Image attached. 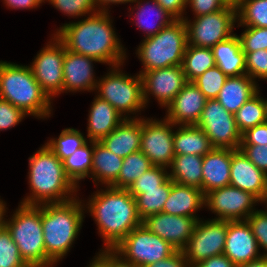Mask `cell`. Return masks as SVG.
<instances>
[{
    "mask_svg": "<svg viewBox=\"0 0 267 267\" xmlns=\"http://www.w3.org/2000/svg\"><path fill=\"white\" fill-rule=\"evenodd\" d=\"M84 18L62 24L53 34L69 51L95 58L110 67L123 65L126 49L113 28L109 12L98 11Z\"/></svg>",
    "mask_w": 267,
    "mask_h": 267,
    "instance_id": "6da1fadb",
    "label": "cell"
},
{
    "mask_svg": "<svg viewBox=\"0 0 267 267\" xmlns=\"http://www.w3.org/2000/svg\"><path fill=\"white\" fill-rule=\"evenodd\" d=\"M93 194L84 203L85 212L88 210L95 220L104 242L103 249H114L131 230L142 224L135 198L128 189L111 186Z\"/></svg>",
    "mask_w": 267,
    "mask_h": 267,
    "instance_id": "7a4b0ae2",
    "label": "cell"
},
{
    "mask_svg": "<svg viewBox=\"0 0 267 267\" xmlns=\"http://www.w3.org/2000/svg\"><path fill=\"white\" fill-rule=\"evenodd\" d=\"M29 196L20 204L62 203L77 196L78 187L66 175L63 162L46 145L29 158Z\"/></svg>",
    "mask_w": 267,
    "mask_h": 267,
    "instance_id": "3957f363",
    "label": "cell"
},
{
    "mask_svg": "<svg viewBox=\"0 0 267 267\" xmlns=\"http://www.w3.org/2000/svg\"><path fill=\"white\" fill-rule=\"evenodd\" d=\"M83 201V202H82ZM84 200L41 204L46 267H54L70 252L84 222Z\"/></svg>",
    "mask_w": 267,
    "mask_h": 267,
    "instance_id": "277c9868",
    "label": "cell"
},
{
    "mask_svg": "<svg viewBox=\"0 0 267 267\" xmlns=\"http://www.w3.org/2000/svg\"><path fill=\"white\" fill-rule=\"evenodd\" d=\"M0 98L37 119L51 117V100L42 91L29 66L0 61Z\"/></svg>",
    "mask_w": 267,
    "mask_h": 267,
    "instance_id": "5b68a950",
    "label": "cell"
},
{
    "mask_svg": "<svg viewBox=\"0 0 267 267\" xmlns=\"http://www.w3.org/2000/svg\"><path fill=\"white\" fill-rule=\"evenodd\" d=\"M187 46V30L183 19H175L156 35L143 38L136 55L143 64L139 73L182 64Z\"/></svg>",
    "mask_w": 267,
    "mask_h": 267,
    "instance_id": "8992f818",
    "label": "cell"
},
{
    "mask_svg": "<svg viewBox=\"0 0 267 267\" xmlns=\"http://www.w3.org/2000/svg\"><path fill=\"white\" fill-rule=\"evenodd\" d=\"M6 227L29 267H46V251L41 223V205L19 204Z\"/></svg>",
    "mask_w": 267,
    "mask_h": 267,
    "instance_id": "52a82bcc",
    "label": "cell"
},
{
    "mask_svg": "<svg viewBox=\"0 0 267 267\" xmlns=\"http://www.w3.org/2000/svg\"><path fill=\"white\" fill-rule=\"evenodd\" d=\"M121 66L109 67V72L98 78L95 91L99 98L112 105L125 119H138V112L146 108L143 99L142 79L139 73L135 76L125 74ZM137 113V116H135ZM135 114V115H134ZM134 115V116H131Z\"/></svg>",
    "mask_w": 267,
    "mask_h": 267,
    "instance_id": "ba28073f",
    "label": "cell"
},
{
    "mask_svg": "<svg viewBox=\"0 0 267 267\" xmlns=\"http://www.w3.org/2000/svg\"><path fill=\"white\" fill-rule=\"evenodd\" d=\"M113 250L138 267H146L176 251L169 242L150 232L144 224L131 230Z\"/></svg>",
    "mask_w": 267,
    "mask_h": 267,
    "instance_id": "9c48e42d",
    "label": "cell"
},
{
    "mask_svg": "<svg viewBox=\"0 0 267 267\" xmlns=\"http://www.w3.org/2000/svg\"><path fill=\"white\" fill-rule=\"evenodd\" d=\"M193 18V21L188 20L186 16L183 18L189 45L212 48L235 34L233 33L237 23L235 6L229 5L217 12Z\"/></svg>",
    "mask_w": 267,
    "mask_h": 267,
    "instance_id": "30bf717a",
    "label": "cell"
},
{
    "mask_svg": "<svg viewBox=\"0 0 267 267\" xmlns=\"http://www.w3.org/2000/svg\"><path fill=\"white\" fill-rule=\"evenodd\" d=\"M66 47L54 34L29 65L42 91L52 101L63 93V63Z\"/></svg>",
    "mask_w": 267,
    "mask_h": 267,
    "instance_id": "8fae6325",
    "label": "cell"
},
{
    "mask_svg": "<svg viewBox=\"0 0 267 267\" xmlns=\"http://www.w3.org/2000/svg\"><path fill=\"white\" fill-rule=\"evenodd\" d=\"M196 126L204 131L214 148L239 149L242 133L238 130L235 116L216 99H207Z\"/></svg>",
    "mask_w": 267,
    "mask_h": 267,
    "instance_id": "7c38bea8",
    "label": "cell"
},
{
    "mask_svg": "<svg viewBox=\"0 0 267 267\" xmlns=\"http://www.w3.org/2000/svg\"><path fill=\"white\" fill-rule=\"evenodd\" d=\"M227 220H197L193 234L182 250L189 265H197L202 260L224 252Z\"/></svg>",
    "mask_w": 267,
    "mask_h": 267,
    "instance_id": "4fadbf2b",
    "label": "cell"
},
{
    "mask_svg": "<svg viewBox=\"0 0 267 267\" xmlns=\"http://www.w3.org/2000/svg\"><path fill=\"white\" fill-rule=\"evenodd\" d=\"M174 125L166 117L142 118V133L140 151L151 161L153 166L169 168L175 156ZM173 128V129H172Z\"/></svg>",
    "mask_w": 267,
    "mask_h": 267,
    "instance_id": "5bb4252c",
    "label": "cell"
},
{
    "mask_svg": "<svg viewBox=\"0 0 267 267\" xmlns=\"http://www.w3.org/2000/svg\"><path fill=\"white\" fill-rule=\"evenodd\" d=\"M262 203L252 193L231 185L211 190L205 194V207L216 215L217 220H246ZM218 216V217H217Z\"/></svg>",
    "mask_w": 267,
    "mask_h": 267,
    "instance_id": "9a60e30c",
    "label": "cell"
},
{
    "mask_svg": "<svg viewBox=\"0 0 267 267\" xmlns=\"http://www.w3.org/2000/svg\"><path fill=\"white\" fill-rule=\"evenodd\" d=\"M139 74L142 79L145 106L148 105L149 96L152 95L161 107L167 108L188 82L181 65L154 69Z\"/></svg>",
    "mask_w": 267,
    "mask_h": 267,
    "instance_id": "2e32d148",
    "label": "cell"
},
{
    "mask_svg": "<svg viewBox=\"0 0 267 267\" xmlns=\"http://www.w3.org/2000/svg\"><path fill=\"white\" fill-rule=\"evenodd\" d=\"M197 219L160 212L142 221L146 228L169 242L176 250L182 251L193 234Z\"/></svg>",
    "mask_w": 267,
    "mask_h": 267,
    "instance_id": "e0dca14e",
    "label": "cell"
},
{
    "mask_svg": "<svg viewBox=\"0 0 267 267\" xmlns=\"http://www.w3.org/2000/svg\"><path fill=\"white\" fill-rule=\"evenodd\" d=\"M255 236L246 220H227L223 254L235 265L245 264L262 256Z\"/></svg>",
    "mask_w": 267,
    "mask_h": 267,
    "instance_id": "ac0fdd59",
    "label": "cell"
},
{
    "mask_svg": "<svg viewBox=\"0 0 267 267\" xmlns=\"http://www.w3.org/2000/svg\"><path fill=\"white\" fill-rule=\"evenodd\" d=\"M93 62L100 63L95 58L66 49L63 63V93L95 91L98 80L95 79Z\"/></svg>",
    "mask_w": 267,
    "mask_h": 267,
    "instance_id": "d6986e66",
    "label": "cell"
},
{
    "mask_svg": "<svg viewBox=\"0 0 267 267\" xmlns=\"http://www.w3.org/2000/svg\"><path fill=\"white\" fill-rule=\"evenodd\" d=\"M256 196L263 204L267 197V175L240 150L232 149L230 184Z\"/></svg>",
    "mask_w": 267,
    "mask_h": 267,
    "instance_id": "ffe728a7",
    "label": "cell"
},
{
    "mask_svg": "<svg viewBox=\"0 0 267 267\" xmlns=\"http://www.w3.org/2000/svg\"><path fill=\"white\" fill-rule=\"evenodd\" d=\"M207 98L192 82L188 81L166 108L165 117L174 125H196Z\"/></svg>",
    "mask_w": 267,
    "mask_h": 267,
    "instance_id": "44dd1931",
    "label": "cell"
},
{
    "mask_svg": "<svg viewBox=\"0 0 267 267\" xmlns=\"http://www.w3.org/2000/svg\"><path fill=\"white\" fill-rule=\"evenodd\" d=\"M231 160L232 149L228 148H213L203 156L202 191L204 194L230 184Z\"/></svg>",
    "mask_w": 267,
    "mask_h": 267,
    "instance_id": "7402d4cb",
    "label": "cell"
},
{
    "mask_svg": "<svg viewBox=\"0 0 267 267\" xmlns=\"http://www.w3.org/2000/svg\"><path fill=\"white\" fill-rule=\"evenodd\" d=\"M142 118L123 120L100 143L115 155L125 158L141 147Z\"/></svg>",
    "mask_w": 267,
    "mask_h": 267,
    "instance_id": "603a6c76",
    "label": "cell"
},
{
    "mask_svg": "<svg viewBox=\"0 0 267 267\" xmlns=\"http://www.w3.org/2000/svg\"><path fill=\"white\" fill-rule=\"evenodd\" d=\"M205 207V194L201 189L173 182L163 212L177 216L199 218L196 213Z\"/></svg>",
    "mask_w": 267,
    "mask_h": 267,
    "instance_id": "cb8c5ba5",
    "label": "cell"
},
{
    "mask_svg": "<svg viewBox=\"0 0 267 267\" xmlns=\"http://www.w3.org/2000/svg\"><path fill=\"white\" fill-rule=\"evenodd\" d=\"M125 118L107 101L96 96L88 113V141L100 142L109 135Z\"/></svg>",
    "mask_w": 267,
    "mask_h": 267,
    "instance_id": "d4e9b609",
    "label": "cell"
},
{
    "mask_svg": "<svg viewBox=\"0 0 267 267\" xmlns=\"http://www.w3.org/2000/svg\"><path fill=\"white\" fill-rule=\"evenodd\" d=\"M259 84L247 74L228 77L216 100L230 113L235 114L247 100L259 91Z\"/></svg>",
    "mask_w": 267,
    "mask_h": 267,
    "instance_id": "484cf974",
    "label": "cell"
},
{
    "mask_svg": "<svg viewBox=\"0 0 267 267\" xmlns=\"http://www.w3.org/2000/svg\"><path fill=\"white\" fill-rule=\"evenodd\" d=\"M215 65L228 77L246 74L245 53L241 49L238 35L217 43L211 48Z\"/></svg>",
    "mask_w": 267,
    "mask_h": 267,
    "instance_id": "4316f807",
    "label": "cell"
},
{
    "mask_svg": "<svg viewBox=\"0 0 267 267\" xmlns=\"http://www.w3.org/2000/svg\"><path fill=\"white\" fill-rule=\"evenodd\" d=\"M133 3H136V6H134L135 8H130L129 17L133 14L134 9H136V12H134L133 14L134 20L132 19V21L135 22V24L138 28H140V30L144 31V38L156 35L164 27L168 26L172 21L175 20L155 0H135ZM149 16H155L153 19L151 18L153 22L149 21ZM154 20H156L157 22H155Z\"/></svg>",
    "mask_w": 267,
    "mask_h": 267,
    "instance_id": "83f0119b",
    "label": "cell"
},
{
    "mask_svg": "<svg viewBox=\"0 0 267 267\" xmlns=\"http://www.w3.org/2000/svg\"><path fill=\"white\" fill-rule=\"evenodd\" d=\"M92 167L90 178L97 186H111L118 178L123 158L115 155L113 152L105 148L100 142H93Z\"/></svg>",
    "mask_w": 267,
    "mask_h": 267,
    "instance_id": "f1b7e54d",
    "label": "cell"
},
{
    "mask_svg": "<svg viewBox=\"0 0 267 267\" xmlns=\"http://www.w3.org/2000/svg\"><path fill=\"white\" fill-rule=\"evenodd\" d=\"M178 127L173 137L175 155L204 156L214 148L204 131L196 125Z\"/></svg>",
    "mask_w": 267,
    "mask_h": 267,
    "instance_id": "f546056e",
    "label": "cell"
},
{
    "mask_svg": "<svg viewBox=\"0 0 267 267\" xmlns=\"http://www.w3.org/2000/svg\"><path fill=\"white\" fill-rule=\"evenodd\" d=\"M202 162L203 156L175 155L168 169L169 178L178 184L202 190Z\"/></svg>",
    "mask_w": 267,
    "mask_h": 267,
    "instance_id": "4dcf8cb0",
    "label": "cell"
},
{
    "mask_svg": "<svg viewBox=\"0 0 267 267\" xmlns=\"http://www.w3.org/2000/svg\"><path fill=\"white\" fill-rule=\"evenodd\" d=\"M172 184L173 181L168 177L157 188L142 189V194L135 197L137 212L142 221L148 216L163 212Z\"/></svg>",
    "mask_w": 267,
    "mask_h": 267,
    "instance_id": "1f68e13d",
    "label": "cell"
},
{
    "mask_svg": "<svg viewBox=\"0 0 267 267\" xmlns=\"http://www.w3.org/2000/svg\"><path fill=\"white\" fill-rule=\"evenodd\" d=\"M214 66L215 60L211 48L187 44L181 64L187 81H193Z\"/></svg>",
    "mask_w": 267,
    "mask_h": 267,
    "instance_id": "d6a6232c",
    "label": "cell"
},
{
    "mask_svg": "<svg viewBox=\"0 0 267 267\" xmlns=\"http://www.w3.org/2000/svg\"><path fill=\"white\" fill-rule=\"evenodd\" d=\"M92 153L93 142L89 141L84 146L77 149L71 156L62 161L66 175L78 188H80V180L90 177L93 161Z\"/></svg>",
    "mask_w": 267,
    "mask_h": 267,
    "instance_id": "836d02e7",
    "label": "cell"
},
{
    "mask_svg": "<svg viewBox=\"0 0 267 267\" xmlns=\"http://www.w3.org/2000/svg\"><path fill=\"white\" fill-rule=\"evenodd\" d=\"M259 92L260 90L234 114L236 125L241 133L266 122L265 99Z\"/></svg>",
    "mask_w": 267,
    "mask_h": 267,
    "instance_id": "e575fe53",
    "label": "cell"
},
{
    "mask_svg": "<svg viewBox=\"0 0 267 267\" xmlns=\"http://www.w3.org/2000/svg\"><path fill=\"white\" fill-rule=\"evenodd\" d=\"M152 167L151 161L140 150L133 152L123 159L120 174L111 187L128 189L138 177Z\"/></svg>",
    "mask_w": 267,
    "mask_h": 267,
    "instance_id": "d590c367",
    "label": "cell"
},
{
    "mask_svg": "<svg viewBox=\"0 0 267 267\" xmlns=\"http://www.w3.org/2000/svg\"><path fill=\"white\" fill-rule=\"evenodd\" d=\"M87 142L88 139L85 138L81 131L74 128H66L61 131L58 138H51L45 144L63 161Z\"/></svg>",
    "mask_w": 267,
    "mask_h": 267,
    "instance_id": "8d00e7d4",
    "label": "cell"
},
{
    "mask_svg": "<svg viewBox=\"0 0 267 267\" xmlns=\"http://www.w3.org/2000/svg\"><path fill=\"white\" fill-rule=\"evenodd\" d=\"M239 26L267 28V0H244L237 7Z\"/></svg>",
    "mask_w": 267,
    "mask_h": 267,
    "instance_id": "74e56055",
    "label": "cell"
},
{
    "mask_svg": "<svg viewBox=\"0 0 267 267\" xmlns=\"http://www.w3.org/2000/svg\"><path fill=\"white\" fill-rule=\"evenodd\" d=\"M228 76L218 66H214L192 82L199 88L207 99H216Z\"/></svg>",
    "mask_w": 267,
    "mask_h": 267,
    "instance_id": "f35d334b",
    "label": "cell"
},
{
    "mask_svg": "<svg viewBox=\"0 0 267 267\" xmlns=\"http://www.w3.org/2000/svg\"><path fill=\"white\" fill-rule=\"evenodd\" d=\"M0 267H29L21 258L6 226L0 230Z\"/></svg>",
    "mask_w": 267,
    "mask_h": 267,
    "instance_id": "ab89813d",
    "label": "cell"
},
{
    "mask_svg": "<svg viewBox=\"0 0 267 267\" xmlns=\"http://www.w3.org/2000/svg\"><path fill=\"white\" fill-rule=\"evenodd\" d=\"M168 169L160 166H153L138 177L128 188L130 194L135 198L142 194V189H152L160 186L168 177Z\"/></svg>",
    "mask_w": 267,
    "mask_h": 267,
    "instance_id": "60d3db41",
    "label": "cell"
},
{
    "mask_svg": "<svg viewBox=\"0 0 267 267\" xmlns=\"http://www.w3.org/2000/svg\"><path fill=\"white\" fill-rule=\"evenodd\" d=\"M47 2L62 12V14L73 18L88 16L98 12L95 0H47Z\"/></svg>",
    "mask_w": 267,
    "mask_h": 267,
    "instance_id": "b9f144b4",
    "label": "cell"
},
{
    "mask_svg": "<svg viewBox=\"0 0 267 267\" xmlns=\"http://www.w3.org/2000/svg\"><path fill=\"white\" fill-rule=\"evenodd\" d=\"M241 27H245L243 33L238 36L243 52L267 49V28L250 26Z\"/></svg>",
    "mask_w": 267,
    "mask_h": 267,
    "instance_id": "7bdbcfd3",
    "label": "cell"
},
{
    "mask_svg": "<svg viewBox=\"0 0 267 267\" xmlns=\"http://www.w3.org/2000/svg\"><path fill=\"white\" fill-rule=\"evenodd\" d=\"M244 53L246 74L255 82L257 79L267 80V49Z\"/></svg>",
    "mask_w": 267,
    "mask_h": 267,
    "instance_id": "ee69618b",
    "label": "cell"
},
{
    "mask_svg": "<svg viewBox=\"0 0 267 267\" xmlns=\"http://www.w3.org/2000/svg\"><path fill=\"white\" fill-rule=\"evenodd\" d=\"M264 210L257 209L246 219V221L256 238L259 250L261 248L264 250L262 256L267 257V210Z\"/></svg>",
    "mask_w": 267,
    "mask_h": 267,
    "instance_id": "f6af8a7d",
    "label": "cell"
},
{
    "mask_svg": "<svg viewBox=\"0 0 267 267\" xmlns=\"http://www.w3.org/2000/svg\"><path fill=\"white\" fill-rule=\"evenodd\" d=\"M25 116L27 115L21 109L0 98V131L15 127Z\"/></svg>",
    "mask_w": 267,
    "mask_h": 267,
    "instance_id": "bcb514c9",
    "label": "cell"
},
{
    "mask_svg": "<svg viewBox=\"0 0 267 267\" xmlns=\"http://www.w3.org/2000/svg\"><path fill=\"white\" fill-rule=\"evenodd\" d=\"M239 149L258 169L267 175V145H240Z\"/></svg>",
    "mask_w": 267,
    "mask_h": 267,
    "instance_id": "7dc6e473",
    "label": "cell"
},
{
    "mask_svg": "<svg viewBox=\"0 0 267 267\" xmlns=\"http://www.w3.org/2000/svg\"><path fill=\"white\" fill-rule=\"evenodd\" d=\"M187 6L192 8L194 17L217 12L229 6L226 0H187Z\"/></svg>",
    "mask_w": 267,
    "mask_h": 267,
    "instance_id": "c3c4849f",
    "label": "cell"
},
{
    "mask_svg": "<svg viewBox=\"0 0 267 267\" xmlns=\"http://www.w3.org/2000/svg\"><path fill=\"white\" fill-rule=\"evenodd\" d=\"M240 145H267V122L249 128L242 133Z\"/></svg>",
    "mask_w": 267,
    "mask_h": 267,
    "instance_id": "681fc988",
    "label": "cell"
},
{
    "mask_svg": "<svg viewBox=\"0 0 267 267\" xmlns=\"http://www.w3.org/2000/svg\"><path fill=\"white\" fill-rule=\"evenodd\" d=\"M97 254H96V256L107 267H138L135 264L124 260L113 249H100V252H98Z\"/></svg>",
    "mask_w": 267,
    "mask_h": 267,
    "instance_id": "f907efd6",
    "label": "cell"
},
{
    "mask_svg": "<svg viewBox=\"0 0 267 267\" xmlns=\"http://www.w3.org/2000/svg\"><path fill=\"white\" fill-rule=\"evenodd\" d=\"M158 2L174 19H183L186 13L187 0H155Z\"/></svg>",
    "mask_w": 267,
    "mask_h": 267,
    "instance_id": "816d5d0a",
    "label": "cell"
},
{
    "mask_svg": "<svg viewBox=\"0 0 267 267\" xmlns=\"http://www.w3.org/2000/svg\"><path fill=\"white\" fill-rule=\"evenodd\" d=\"M188 261L186 260L182 251L176 250L171 256L150 264L146 267H188Z\"/></svg>",
    "mask_w": 267,
    "mask_h": 267,
    "instance_id": "f5cc1de1",
    "label": "cell"
},
{
    "mask_svg": "<svg viewBox=\"0 0 267 267\" xmlns=\"http://www.w3.org/2000/svg\"><path fill=\"white\" fill-rule=\"evenodd\" d=\"M198 267H235L236 265L224 254L202 260Z\"/></svg>",
    "mask_w": 267,
    "mask_h": 267,
    "instance_id": "db71d44e",
    "label": "cell"
},
{
    "mask_svg": "<svg viewBox=\"0 0 267 267\" xmlns=\"http://www.w3.org/2000/svg\"><path fill=\"white\" fill-rule=\"evenodd\" d=\"M7 8L11 9H34L42 4L39 0H3Z\"/></svg>",
    "mask_w": 267,
    "mask_h": 267,
    "instance_id": "11a10c76",
    "label": "cell"
},
{
    "mask_svg": "<svg viewBox=\"0 0 267 267\" xmlns=\"http://www.w3.org/2000/svg\"><path fill=\"white\" fill-rule=\"evenodd\" d=\"M98 11L108 12L111 4L133 3L135 0H95Z\"/></svg>",
    "mask_w": 267,
    "mask_h": 267,
    "instance_id": "9f6ffc18",
    "label": "cell"
},
{
    "mask_svg": "<svg viewBox=\"0 0 267 267\" xmlns=\"http://www.w3.org/2000/svg\"><path fill=\"white\" fill-rule=\"evenodd\" d=\"M235 267H267V257L261 256L245 264L236 265Z\"/></svg>",
    "mask_w": 267,
    "mask_h": 267,
    "instance_id": "6f0895ef",
    "label": "cell"
},
{
    "mask_svg": "<svg viewBox=\"0 0 267 267\" xmlns=\"http://www.w3.org/2000/svg\"><path fill=\"white\" fill-rule=\"evenodd\" d=\"M6 212H7L6 203L0 198V230L6 226V218H5Z\"/></svg>",
    "mask_w": 267,
    "mask_h": 267,
    "instance_id": "680465c9",
    "label": "cell"
},
{
    "mask_svg": "<svg viewBox=\"0 0 267 267\" xmlns=\"http://www.w3.org/2000/svg\"><path fill=\"white\" fill-rule=\"evenodd\" d=\"M88 267H107L97 256H94Z\"/></svg>",
    "mask_w": 267,
    "mask_h": 267,
    "instance_id": "91938a15",
    "label": "cell"
},
{
    "mask_svg": "<svg viewBox=\"0 0 267 267\" xmlns=\"http://www.w3.org/2000/svg\"><path fill=\"white\" fill-rule=\"evenodd\" d=\"M244 0H226L229 5L237 7Z\"/></svg>",
    "mask_w": 267,
    "mask_h": 267,
    "instance_id": "94428289",
    "label": "cell"
},
{
    "mask_svg": "<svg viewBox=\"0 0 267 267\" xmlns=\"http://www.w3.org/2000/svg\"><path fill=\"white\" fill-rule=\"evenodd\" d=\"M265 105H266V122H267V99H265Z\"/></svg>",
    "mask_w": 267,
    "mask_h": 267,
    "instance_id": "6125c7cd",
    "label": "cell"
},
{
    "mask_svg": "<svg viewBox=\"0 0 267 267\" xmlns=\"http://www.w3.org/2000/svg\"><path fill=\"white\" fill-rule=\"evenodd\" d=\"M263 203H264V205L266 204V209H267V197H266V200Z\"/></svg>",
    "mask_w": 267,
    "mask_h": 267,
    "instance_id": "be15d7a7",
    "label": "cell"
},
{
    "mask_svg": "<svg viewBox=\"0 0 267 267\" xmlns=\"http://www.w3.org/2000/svg\"><path fill=\"white\" fill-rule=\"evenodd\" d=\"M188 267H198L197 265H189Z\"/></svg>",
    "mask_w": 267,
    "mask_h": 267,
    "instance_id": "e7e4bbea",
    "label": "cell"
},
{
    "mask_svg": "<svg viewBox=\"0 0 267 267\" xmlns=\"http://www.w3.org/2000/svg\"><path fill=\"white\" fill-rule=\"evenodd\" d=\"M39 1H40L41 3H43V2L45 3V1H47V0H39Z\"/></svg>",
    "mask_w": 267,
    "mask_h": 267,
    "instance_id": "03108f58",
    "label": "cell"
}]
</instances>
